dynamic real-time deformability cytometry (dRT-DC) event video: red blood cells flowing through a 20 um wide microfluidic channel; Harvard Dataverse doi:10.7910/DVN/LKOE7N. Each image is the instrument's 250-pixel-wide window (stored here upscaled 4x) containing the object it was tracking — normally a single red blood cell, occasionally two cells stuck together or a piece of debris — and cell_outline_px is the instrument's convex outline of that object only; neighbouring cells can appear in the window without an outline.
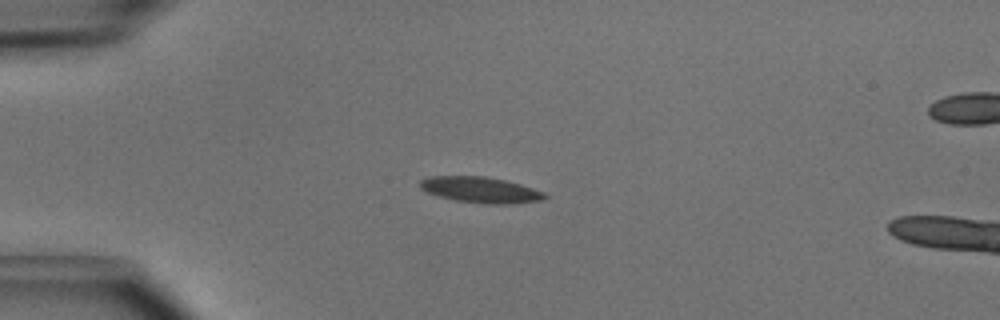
{"species": "common noctule bat (a hibernating species)", "species_latin": "Nyctalus noctula", "temperature_condition": "cold", "stored_images_in_passage": 6, "camera_frame_rate_fps": 3000, "um_per_image_px": 0.085, "animal": {"sex": "male", "body_mass_g": 15.6}, "frame": {"image": 1, "passage_image": 3, "time_ms": 0.667, "image_size_px": [1000, 320], "cell_outline_px": [[548, 196], [544, 200], [516, 204], [484, 204], [456, 200], [440, 196], [428, 192], [420, 188], [420, 180], [428, 176], [484, 176], [504, 180], [520, 184], [544, 192]], "centroid_in_image_um": [40.88, 16.14], "position_along_channel_um": 44.1, "area_um2": 18.84}}
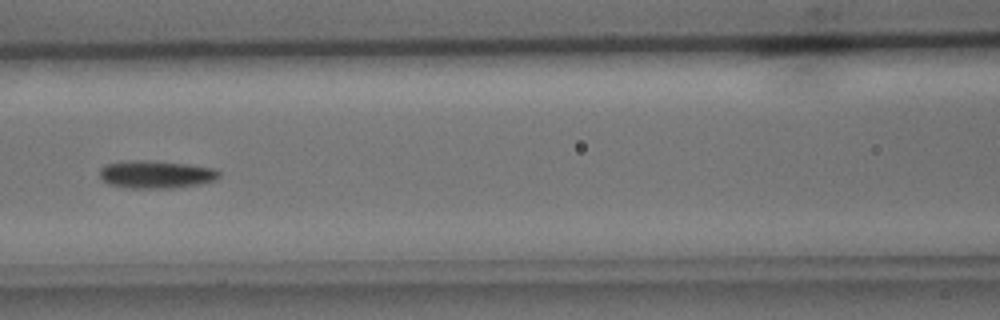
{"frame": {"image": 2, "passage_image": 6, "time_ms": 1.667, "image_size_px": [1000, 320], "cell_outline_px": [[220, 176], [216, 180], [200, 184], [172, 188], [128, 188], [108, 184], [100, 176], [100, 168], [104, 164], [132, 160], [140, 160], [188, 164], [216, 168], [220, 172]], "centroid_in_image_um": [13.28, 14.83], "position_along_channel_um": 153.3, "area_um2": 19.36}}